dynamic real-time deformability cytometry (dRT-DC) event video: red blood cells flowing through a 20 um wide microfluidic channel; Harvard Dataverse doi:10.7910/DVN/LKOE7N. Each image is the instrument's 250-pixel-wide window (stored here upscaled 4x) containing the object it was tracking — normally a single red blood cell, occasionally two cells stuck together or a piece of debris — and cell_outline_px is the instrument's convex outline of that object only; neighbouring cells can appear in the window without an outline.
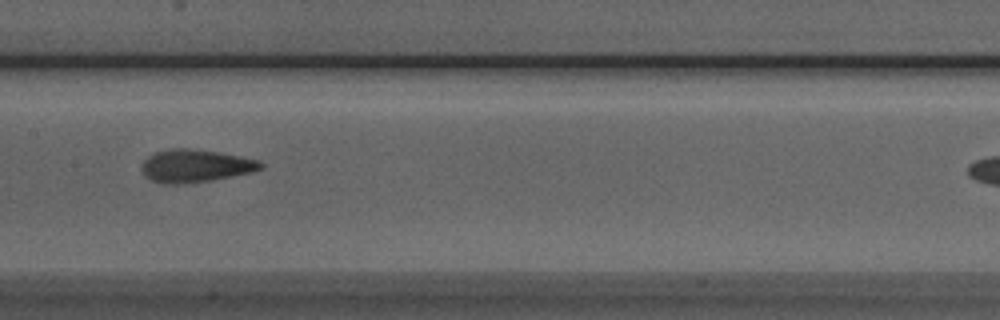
{"species": "Egyptian fruit bat (a non-hibernating species)", "species_latin": "Rousettus aegyptiacus", "temperature_condition": "room temperature", "stored_images_in_passage": 6, "camera_frame_rate_fps": 3000, "um_per_image_px": 0.085, "animal": {"sex": "male"}, "frame": {"image": 1, "passage_image": 5, "time_ms": 4.667, "image_size_px": [1000, 320], "cell_outline_px": [[264, 168], [252, 172], [212, 180], [184, 184], [160, 184], [144, 176], [140, 168], [144, 160], [148, 156], [156, 152], [172, 148], [188, 148], [220, 152], [260, 160], [264, 164]], "centroid_in_image_um": [16.61, 14.1], "position_along_channel_um": 190.8, "area_um2": 23.0}}